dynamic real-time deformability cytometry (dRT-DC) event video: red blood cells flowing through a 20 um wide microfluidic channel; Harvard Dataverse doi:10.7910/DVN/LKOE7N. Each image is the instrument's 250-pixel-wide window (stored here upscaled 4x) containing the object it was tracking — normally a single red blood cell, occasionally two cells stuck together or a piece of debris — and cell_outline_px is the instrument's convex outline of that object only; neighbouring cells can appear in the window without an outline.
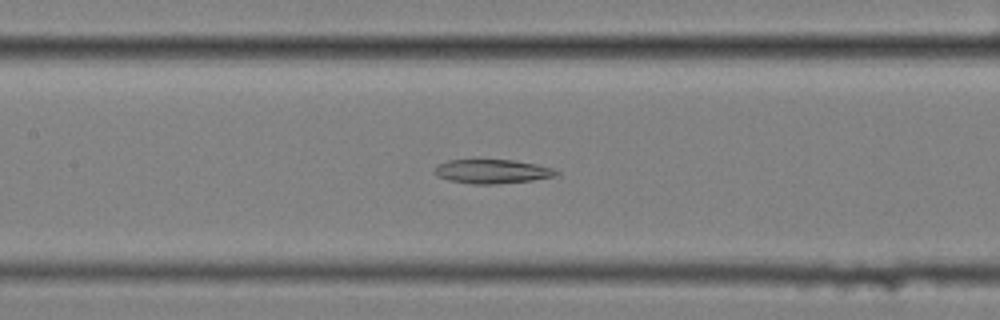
{"species": "common noctule bat (a hibernating species)", "species_latin": "Nyctalus noctula", "temperature_condition": "cold", "stored_images_in_passage": 57, "segment_of_instrument_passage": [2, 2], "camera_frame_rate_fps": 3000, "um_per_image_px": 0.085, "animal": {"sex": "female", "body_mass_g": 25.1}, "frame": {"image": 1, "passage_image": 25, "time_ms": 8.0, "image_size_px": [1000, 320], "cell_outline_px": [[560, 172], [556, 176], [532, 180], [496, 184], [472, 184], [448, 180], [440, 176], [436, 172], [436, 168], [440, 164], [448, 160], [512, 160], [536, 164], [552, 168]], "centroid_in_image_um": [41.89, 14.57], "position_along_channel_um": 165.5, "area_um2": 16.76}}
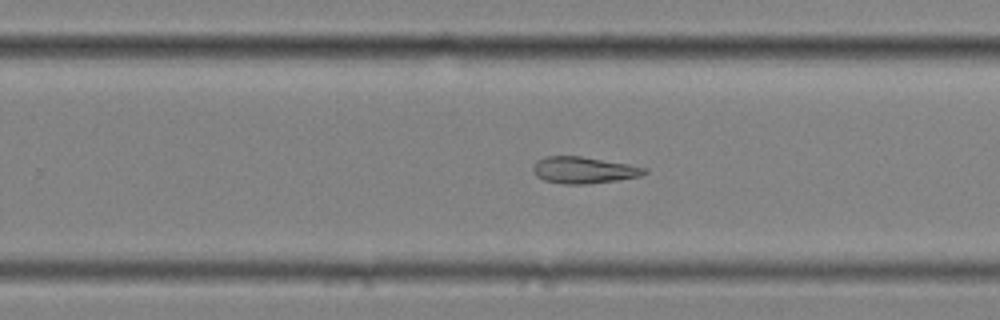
{"frame": {"image": 2, "passage_image": 35, "time_ms": 11.333, "image_size_px": [1000, 320], "cell_outline_px": [[648, 172], [640, 176], [616, 180], [588, 184], [564, 184], [544, 180], [536, 176], [532, 168], [532, 164], [536, 160], [544, 156], [580, 156], [628, 164], [648, 168]], "centroid_in_image_um": [49.58, 14.45], "position_along_channel_um": 280.2, "area_um2": 17.34}}
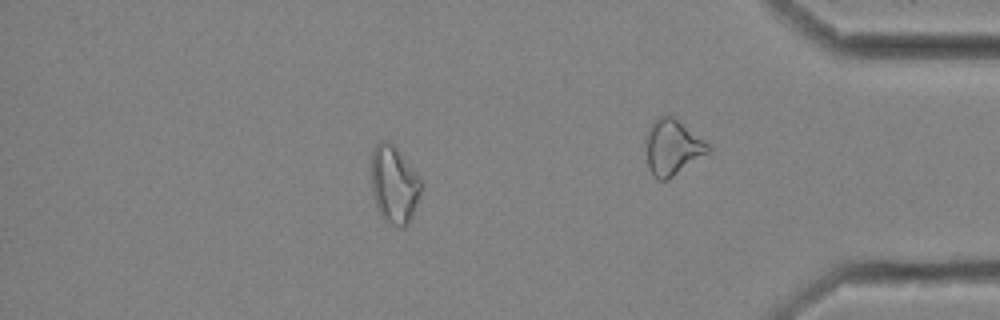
{"frame": {"image": 3, "passage_image": 49, "time_ms": 16.0, "image_size_px": [1000, 320], "cell_outline_px": [[424, 184], [412, 216], [408, 224], [404, 228], [400, 228], [384, 220], [380, 216], [376, 204], [372, 188], [372, 148], [380, 140], [388, 140], [396, 148], [424, 180]], "centroid_in_image_um": [33.53, 15.68], "position_along_channel_um": 401.7, "area_um2": 22.83}}